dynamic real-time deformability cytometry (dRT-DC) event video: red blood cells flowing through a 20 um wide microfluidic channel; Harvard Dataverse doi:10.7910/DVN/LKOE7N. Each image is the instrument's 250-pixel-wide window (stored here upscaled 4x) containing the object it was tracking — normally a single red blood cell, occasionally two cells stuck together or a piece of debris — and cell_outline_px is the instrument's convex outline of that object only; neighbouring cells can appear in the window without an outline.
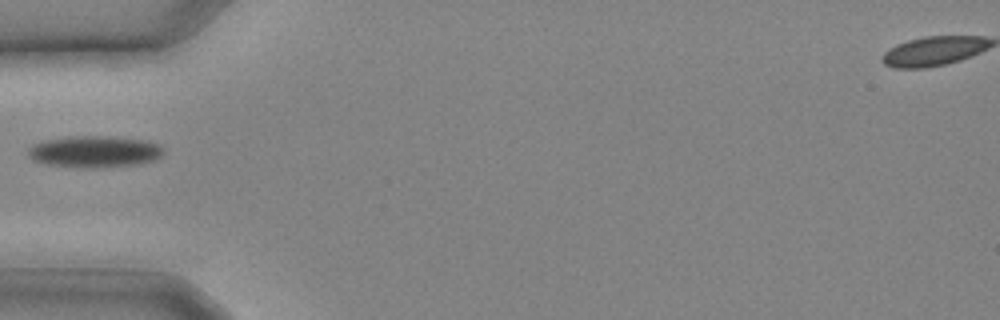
{"species": "common noctule bat (a hibernating species)", "species_latin": "Nyctalus noctula", "temperature_condition": "cold", "stored_images_in_passage": 7, "camera_frame_rate_fps": 3000, "um_per_image_px": 0.085, "animal": {"sex": "male", "body_mass_g": 20.4}, "frame": {"image": 1, "passage_image": 1, "time_ms": 0.0, "image_size_px": [1000, 320], "cell_outline_px": [[164, 152], [156, 160], [140, 164], [100, 168], [72, 168], [44, 164], [32, 160], [28, 156], [28, 148], [36, 144], [48, 140], [84, 136], [100, 136], [140, 140], [160, 144], [164, 148]], "centroid_in_image_um": [8.05, 12.93], "position_along_channel_um": 77.0, "area_um2": 24.91}}
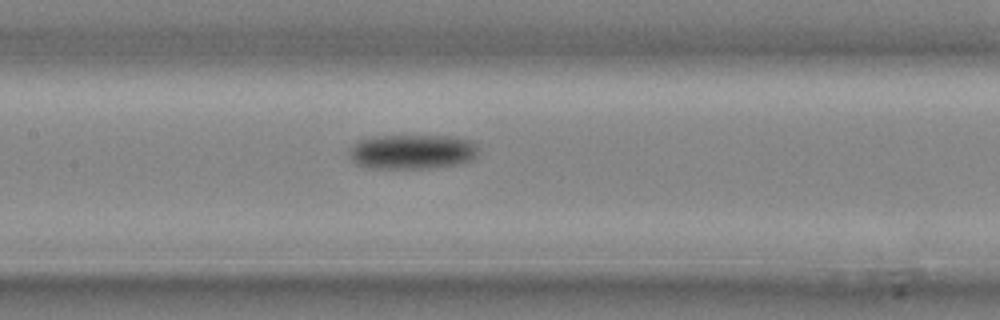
{"frame": {"image": 2, "passage_image": 5, "time_ms": 1.333, "image_size_px": [1000, 320], "cell_outline_px": [[480, 152], [472, 160], [460, 164], [432, 168], [368, 168], [356, 164], [352, 160], [348, 152], [348, 148], [356, 140], [372, 136], [456, 136], [472, 140], [480, 148]], "centroid_in_image_um": [35.05, 12.89], "position_along_channel_um": 172.3, "area_um2": 26.82}}
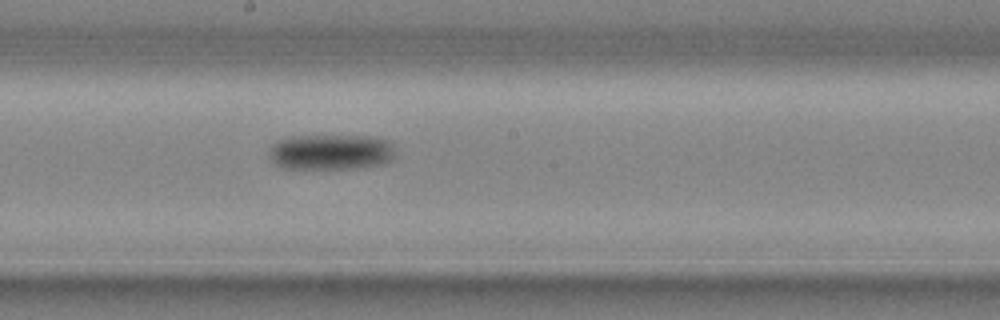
{"frame": {"image": 3, "passage_image": 7, "time_ms": 2.0, "image_size_px": [1000, 320], "cell_outline_px": [[396, 156], [392, 160], [384, 164], [356, 168], [284, 168], [268, 160], [268, 152], [272, 144], [276, 140], [292, 136], [372, 136], [388, 140], [392, 144]], "centroid_in_image_um": [28.12, 12.91], "position_along_channel_um": 220.1, "area_um2": 26.53}}